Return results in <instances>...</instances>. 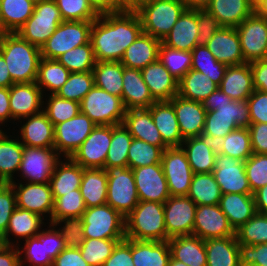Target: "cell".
<instances>
[{
	"label": "cell",
	"mask_w": 267,
	"mask_h": 266,
	"mask_svg": "<svg viewBox=\"0 0 267 266\" xmlns=\"http://www.w3.org/2000/svg\"><path fill=\"white\" fill-rule=\"evenodd\" d=\"M142 32L137 13L121 10L100 14L92 23L90 38L96 62H120Z\"/></svg>",
	"instance_id": "1"
},
{
	"label": "cell",
	"mask_w": 267,
	"mask_h": 266,
	"mask_svg": "<svg viewBox=\"0 0 267 266\" xmlns=\"http://www.w3.org/2000/svg\"><path fill=\"white\" fill-rule=\"evenodd\" d=\"M207 111L203 133L225 137L231 131L251 124L247 100L234 101L219 87L202 101Z\"/></svg>",
	"instance_id": "2"
},
{
	"label": "cell",
	"mask_w": 267,
	"mask_h": 266,
	"mask_svg": "<svg viewBox=\"0 0 267 266\" xmlns=\"http://www.w3.org/2000/svg\"><path fill=\"white\" fill-rule=\"evenodd\" d=\"M0 53L14 84L36 82L41 59L39 47L18 33H0Z\"/></svg>",
	"instance_id": "3"
},
{
	"label": "cell",
	"mask_w": 267,
	"mask_h": 266,
	"mask_svg": "<svg viewBox=\"0 0 267 266\" xmlns=\"http://www.w3.org/2000/svg\"><path fill=\"white\" fill-rule=\"evenodd\" d=\"M126 238L141 241H168L164 204L139 201L125 217Z\"/></svg>",
	"instance_id": "4"
},
{
	"label": "cell",
	"mask_w": 267,
	"mask_h": 266,
	"mask_svg": "<svg viewBox=\"0 0 267 266\" xmlns=\"http://www.w3.org/2000/svg\"><path fill=\"white\" fill-rule=\"evenodd\" d=\"M186 9L181 0H159L144 6L137 14L143 33L162 41Z\"/></svg>",
	"instance_id": "5"
},
{
	"label": "cell",
	"mask_w": 267,
	"mask_h": 266,
	"mask_svg": "<svg viewBox=\"0 0 267 266\" xmlns=\"http://www.w3.org/2000/svg\"><path fill=\"white\" fill-rule=\"evenodd\" d=\"M81 113L96 125L123 124L126 113L122 98L94 85L80 103Z\"/></svg>",
	"instance_id": "6"
},
{
	"label": "cell",
	"mask_w": 267,
	"mask_h": 266,
	"mask_svg": "<svg viewBox=\"0 0 267 266\" xmlns=\"http://www.w3.org/2000/svg\"><path fill=\"white\" fill-rule=\"evenodd\" d=\"M85 239H125V218L108 204L86 208L83 215Z\"/></svg>",
	"instance_id": "7"
},
{
	"label": "cell",
	"mask_w": 267,
	"mask_h": 266,
	"mask_svg": "<svg viewBox=\"0 0 267 266\" xmlns=\"http://www.w3.org/2000/svg\"><path fill=\"white\" fill-rule=\"evenodd\" d=\"M106 204L117 210L124 218L139 202L134 175L128 166L108 167Z\"/></svg>",
	"instance_id": "8"
},
{
	"label": "cell",
	"mask_w": 267,
	"mask_h": 266,
	"mask_svg": "<svg viewBox=\"0 0 267 266\" xmlns=\"http://www.w3.org/2000/svg\"><path fill=\"white\" fill-rule=\"evenodd\" d=\"M61 22L63 19L55 0H41L35 3L32 16L16 33L41 48Z\"/></svg>",
	"instance_id": "9"
},
{
	"label": "cell",
	"mask_w": 267,
	"mask_h": 266,
	"mask_svg": "<svg viewBox=\"0 0 267 266\" xmlns=\"http://www.w3.org/2000/svg\"><path fill=\"white\" fill-rule=\"evenodd\" d=\"M93 21H63L40 48L41 58L57 59L90 42Z\"/></svg>",
	"instance_id": "10"
},
{
	"label": "cell",
	"mask_w": 267,
	"mask_h": 266,
	"mask_svg": "<svg viewBox=\"0 0 267 266\" xmlns=\"http://www.w3.org/2000/svg\"><path fill=\"white\" fill-rule=\"evenodd\" d=\"M161 165L170 196H187L194 173L184 150L181 147L166 148Z\"/></svg>",
	"instance_id": "11"
},
{
	"label": "cell",
	"mask_w": 267,
	"mask_h": 266,
	"mask_svg": "<svg viewBox=\"0 0 267 266\" xmlns=\"http://www.w3.org/2000/svg\"><path fill=\"white\" fill-rule=\"evenodd\" d=\"M246 63L267 58V18L254 11L236 27Z\"/></svg>",
	"instance_id": "12"
},
{
	"label": "cell",
	"mask_w": 267,
	"mask_h": 266,
	"mask_svg": "<svg viewBox=\"0 0 267 266\" xmlns=\"http://www.w3.org/2000/svg\"><path fill=\"white\" fill-rule=\"evenodd\" d=\"M96 124L81 112L64 122L54 126V149L65 157L71 158L84 140L89 136ZM62 152V153H61Z\"/></svg>",
	"instance_id": "13"
},
{
	"label": "cell",
	"mask_w": 267,
	"mask_h": 266,
	"mask_svg": "<svg viewBox=\"0 0 267 266\" xmlns=\"http://www.w3.org/2000/svg\"><path fill=\"white\" fill-rule=\"evenodd\" d=\"M112 139V125H96L72 159L83 168L104 169Z\"/></svg>",
	"instance_id": "14"
},
{
	"label": "cell",
	"mask_w": 267,
	"mask_h": 266,
	"mask_svg": "<svg viewBox=\"0 0 267 266\" xmlns=\"http://www.w3.org/2000/svg\"><path fill=\"white\" fill-rule=\"evenodd\" d=\"M25 241V250L19 253L25 252L26 261L33 266H53L54 259L66 248L59 230L54 228L40 231Z\"/></svg>",
	"instance_id": "15"
},
{
	"label": "cell",
	"mask_w": 267,
	"mask_h": 266,
	"mask_svg": "<svg viewBox=\"0 0 267 266\" xmlns=\"http://www.w3.org/2000/svg\"><path fill=\"white\" fill-rule=\"evenodd\" d=\"M163 204L167 236L192 235L197 205L188 196H170Z\"/></svg>",
	"instance_id": "16"
},
{
	"label": "cell",
	"mask_w": 267,
	"mask_h": 266,
	"mask_svg": "<svg viewBox=\"0 0 267 266\" xmlns=\"http://www.w3.org/2000/svg\"><path fill=\"white\" fill-rule=\"evenodd\" d=\"M58 160L54 148L24 146L19 171L29 183H49Z\"/></svg>",
	"instance_id": "17"
},
{
	"label": "cell",
	"mask_w": 267,
	"mask_h": 266,
	"mask_svg": "<svg viewBox=\"0 0 267 266\" xmlns=\"http://www.w3.org/2000/svg\"><path fill=\"white\" fill-rule=\"evenodd\" d=\"M212 174L222 194H252L242 160L219 154L216 156Z\"/></svg>",
	"instance_id": "18"
},
{
	"label": "cell",
	"mask_w": 267,
	"mask_h": 266,
	"mask_svg": "<svg viewBox=\"0 0 267 266\" xmlns=\"http://www.w3.org/2000/svg\"><path fill=\"white\" fill-rule=\"evenodd\" d=\"M132 172L139 201L164 203L170 197L161 163L136 167Z\"/></svg>",
	"instance_id": "19"
},
{
	"label": "cell",
	"mask_w": 267,
	"mask_h": 266,
	"mask_svg": "<svg viewBox=\"0 0 267 266\" xmlns=\"http://www.w3.org/2000/svg\"><path fill=\"white\" fill-rule=\"evenodd\" d=\"M192 235L202 240L235 236V230L218 205L197 206Z\"/></svg>",
	"instance_id": "20"
},
{
	"label": "cell",
	"mask_w": 267,
	"mask_h": 266,
	"mask_svg": "<svg viewBox=\"0 0 267 266\" xmlns=\"http://www.w3.org/2000/svg\"><path fill=\"white\" fill-rule=\"evenodd\" d=\"M10 184L16 195V207L29 210L40 216L44 213L52 216L54 198L49 183L28 182L24 184L25 186L22 183L17 186L13 181Z\"/></svg>",
	"instance_id": "21"
},
{
	"label": "cell",
	"mask_w": 267,
	"mask_h": 266,
	"mask_svg": "<svg viewBox=\"0 0 267 266\" xmlns=\"http://www.w3.org/2000/svg\"><path fill=\"white\" fill-rule=\"evenodd\" d=\"M169 102L174 107L182 138L198 137L203 132L207 113L202 103L184 99L179 95Z\"/></svg>",
	"instance_id": "22"
},
{
	"label": "cell",
	"mask_w": 267,
	"mask_h": 266,
	"mask_svg": "<svg viewBox=\"0 0 267 266\" xmlns=\"http://www.w3.org/2000/svg\"><path fill=\"white\" fill-rule=\"evenodd\" d=\"M42 91L36 82L15 83L10 86V110L12 119H20L40 113Z\"/></svg>",
	"instance_id": "23"
},
{
	"label": "cell",
	"mask_w": 267,
	"mask_h": 266,
	"mask_svg": "<svg viewBox=\"0 0 267 266\" xmlns=\"http://www.w3.org/2000/svg\"><path fill=\"white\" fill-rule=\"evenodd\" d=\"M205 46L217 61L227 66L246 63L242 53L238 31L234 27H222Z\"/></svg>",
	"instance_id": "24"
},
{
	"label": "cell",
	"mask_w": 267,
	"mask_h": 266,
	"mask_svg": "<svg viewBox=\"0 0 267 266\" xmlns=\"http://www.w3.org/2000/svg\"><path fill=\"white\" fill-rule=\"evenodd\" d=\"M144 82L156 101H170L178 95V79L157 59L141 69Z\"/></svg>",
	"instance_id": "25"
},
{
	"label": "cell",
	"mask_w": 267,
	"mask_h": 266,
	"mask_svg": "<svg viewBox=\"0 0 267 266\" xmlns=\"http://www.w3.org/2000/svg\"><path fill=\"white\" fill-rule=\"evenodd\" d=\"M197 9H186L161 43L171 49L191 52L198 45Z\"/></svg>",
	"instance_id": "26"
},
{
	"label": "cell",
	"mask_w": 267,
	"mask_h": 266,
	"mask_svg": "<svg viewBox=\"0 0 267 266\" xmlns=\"http://www.w3.org/2000/svg\"><path fill=\"white\" fill-rule=\"evenodd\" d=\"M122 80V101L126 111L131 109H147L156 102L143 80L140 69L124 66Z\"/></svg>",
	"instance_id": "27"
},
{
	"label": "cell",
	"mask_w": 267,
	"mask_h": 266,
	"mask_svg": "<svg viewBox=\"0 0 267 266\" xmlns=\"http://www.w3.org/2000/svg\"><path fill=\"white\" fill-rule=\"evenodd\" d=\"M123 124L133 138L158 146L162 150L168 148L163 142L162 136L153 122L151 111L148 108L126 111Z\"/></svg>",
	"instance_id": "28"
},
{
	"label": "cell",
	"mask_w": 267,
	"mask_h": 266,
	"mask_svg": "<svg viewBox=\"0 0 267 266\" xmlns=\"http://www.w3.org/2000/svg\"><path fill=\"white\" fill-rule=\"evenodd\" d=\"M232 100H247L255 91L250 63L227 66L218 86Z\"/></svg>",
	"instance_id": "29"
},
{
	"label": "cell",
	"mask_w": 267,
	"mask_h": 266,
	"mask_svg": "<svg viewBox=\"0 0 267 266\" xmlns=\"http://www.w3.org/2000/svg\"><path fill=\"white\" fill-rule=\"evenodd\" d=\"M148 109L163 142L168 147H180L184 139L180 133L173 105L169 101H156Z\"/></svg>",
	"instance_id": "30"
},
{
	"label": "cell",
	"mask_w": 267,
	"mask_h": 266,
	"mask_svg": "<svg viewBox=\"0 0 267 266\" xmlns=\"http://www.w3.org/2000/svg\"><path fill=\"white\" fill-rule=\"evenodd\" d=\"M206 9L223 27H234L242 23L255 11L254 0H211Z\"/></svg>",
	"instance_id": "31"
},
{
	"label": "cell",
	"mask_w": 267,
	"mask_h": 266,
	"mask_svg": "<svg viewBox=\"0 0 267 266\" xmlns=\"http://www.w3.org/2000/svg\"><path fill=\"white\" fill-rule=\"evenodd\" d=\"M160 45V40L142 32L125 50L120 62L125 67L141 70L158 59Z\"/></svg>",
	"instance_id": "32"
},
{
	"label": "cell",
	"mask_w": 267,
	"mask_h": 266,
	"mask_svg": "<svg viewBox=\"0 0 267 266\" xmlns=\"http://www.w3.org/2000/svg\"><path fill=\"white\" fill-rule=\"evenodd\" d=\"M66 159L64 163L60 159L57 161L49 181L54 199L68 193H75V190L80 188L84 168L72 158Z\"/></svg>",
	"instance_id": "33"
},
{
	"label": "cell",
	"mask_w": 267,
	"mask_h": 266,
	"mask_svg": "<svg viewBox=\"0 0 267 266\" xmlns=\"http://www.w3.org/2000/svg\"><path fill=\"white\" fill-rule=\"evenodd\" d=\"M219 206L234 230H237L257 213L253 194H222Z\"/></svg>",
	"instance_id": "34"
},
{
	"label": "cell",
	"mask_w": 267,
	"mask_h": 266,
	"mask_svg": "<svg viewBox=\"0 0 267 266\" xmlns=\"http://www.w3.org/2000/svg\"><path fill=\"white\" fill-rule=\"evenodd\" d=\"M28 121L21 127V143L29 147L54 148V125L41 111L26 117Z\"/></svg>",
	"instance_id": "35"
},
{
	"label": "cell",
	"mask_w": 267,
	"mask_h": 266,
	"mask_svg": "<svg viewBox=\"0 0 267 266\" xmlns=\"http://www.w3.org/2000/svg\"><path fill=\"white\" fill-rule=\"evenodd\" d=\"M171 257L188 266H207L204 240L195 235L172 237L168 240Z\"/></svg>",
	"instance_id": "36"
},
{
	"label": "cell",
	"mask_w": 267,
	"mask_h": 266,
	"mask_svg": "<svg viewBox=\"0 0 267 266\" xmlns=\"http://www.w3.org/2000/svg\"><path fill=\"white\" fill-rule=\"evenodd\" d=\"M207 266H241L236 236L204 240Z\"/></svg>",
	"instance_id": "37"
},
{
	"label": "cell",
	"mask_w": 267,
	"mask_h": 266,
	"mask_svg": "<svg viewBox=\"0 0 267 266\" xmlns=\"http://www.w3.org/2000/svg\"><path fill=\"white\" fill-rule=\"evenodd\" d=\"M32 0H0V33H16L32 16Z\"/></svg>",
	"instance_id": "38"
},
{
	"label": "cell",
	"mask_w": 267,
	"mask_h": 266,
	"mask_svg": "<svg viewBox=\"0 0 267 266\" xmlns=\"http://www.w3.org/2000/svg\"><path fill=\"white\" fill-rule=\"evenodd\" d=\"M80 192L86 208L101 206L107 201V172L105 169L84 168Z\"/></svg>",
	"instance_id": "39"
},
{
	"label": "cell",
	"mask_w": 267,
	"mask_h": 266,
	"mask_svg": "<svg viewBox=\"0 0 267 266\" xmlns=\"http://www.w3.org/2000/svg\"><path fill=\"white\" fill-rule=\"evenodd\" d=\"M170 257L168 241L132 240L134 266H168Z\"/></svg>",
	"instance_id": "40"
},
{
	"label": "cell",
	"mask_w": 267,
	"mask_h": 266,
	"mask_svg": "<svg viewBox=\"0 0 267 266\" xmlns=\"http://www.w3.org/2000/svg\"><path fill=\"white\" fill-rule=\"evenodd\" d=\"M218 88L208 76L190 69L178 81V95L187 100L201 102Z\"/></svg>",
	"instance_id": "41"
},
{
	"label": "cell",
	"mask_w": 267,
	"mask_h": 266,
	"mask_svg": "<svg viewBox=\"0 0 267 266\" xmlns=\"http://www.w3.org/2000/svg\"><path fill=\"white\" fill-rule=\"evenodd\" d=\"M42 216L29 210L16 207L13 211L6 232L2 235L4 245H12L8 239L9 233L29 239L35 237L40 231Z\"/></svg>",
	"instance_id": "42"
},
{
	"label": "cell",
	"mask_w": 267,
	"mask_h": 266,
	"mask_svg": "<svg viewBox=\"0 0 267 266\" xmlns=\"http://www.w3.org/2000/svg\"><path fill=\"white\" fill-rule=\"evenodd\" d=\"M124 65L115 61H98L93 68L95 86L122 98Z\"/></svg>",
	"instance_id": "43"
},
{
	"label": "cell",
	"mask_w": 267,
	"mask_h": 266,
	"mask_svg": "<svg viewBox=\"0 0 267 266\" xmlns=\"http://www.w3.org/2000/svg\"><path fill=\"white\" fill-rule=\"evenodd\" d=\"M187 196L197 206L218 205L222 192L212 173H197L193 175Z\"/></svg>",
	"instance_id": "44"
},
{
	"label": "cell",
	"mask_w": 267,
	"mask_h": 266,
	"mask_svg": "<svg viewBox=\"0 0 267 266\" xmlns=\"http://www.w3.org/2000/svg\"><path fill=\"white\" fill-rule=\"evenodd\" d=\"M180 147L184 150L194 174L212 173L217 155L199 137L184 139Z\"/></svg>",
	"instance_id": "45"
},
{
	"label": "cell",
	"mask_w": 267,
	"mask_h": 266,
	"mask_svg": "<svg viewBox=\"0 0 267 266\" xmlns=\"http://www.w3.org/2000/svg\"><path fill=\"white\" fill-rule=\"evenodd\" d=\"M15 140L6 134L0 139V183L13 182L14 172L19 171L24 145Z\"/></svg>",
	"instance_id": "46"
},
{
	"label": "cell",
	"mask_w": 267,
	"mask_h": 266,
	"mask_svg": "<svg viewBox=\"0 0 267 266\" xmlns=\"http://www.w3.org/2000/svg\"><path fill=\"white\" fill-rule=\"evenodd\" d=\"M70 73L57 59L41 58L36 84L41 90L42 87H45L52 92L51 94H57L67 81Z\"/></svg>",
	"instance_id": "47"
},
{
	"label": "cell",
	"mask_w": 267,
	"mask_h": 266,
	"mask_svg": "<svg viewBox=\"0 0 267 266\" xmlns=\"http://www.w3.org/2000/svg\"><path fill=\"white\" fill-rule=\"evenodd\" d=\"M191 69L205 74L219 86L227 65L217 61L205 45H197L191 51Z\"/></svg>",
	"instance_id": "48"
},
{
	"label": "cell",
	"mask_w": 267,
	"mask_h": 266,
	"mask_svg": "<svg viewBox=\"0 0 267 266\" xmlns=\"http://www.w3.org/2000/svg\"><path fill=\"white\" fill-rule=\"evenodd\" d=\"M133 140L129 130L124 126L112 125V139L107 152L104 169L114 166H128V150Z\"/></svg>",
	"instance_id": "49"
},
{
	"label": "cell",
	"mask_w": 267,
	"mask_h": 266,
	"mask_svg": "<svg viewBox=\"0 0 267 266\" xmlns=\"http://www.w3.org/2000/svg\"><path fill=\"white\" fill-rule=\"evenodd\" d=\"M57 60L71 73L93 71L96 64L91 41L60 55Z\"/></svg>",
	"instance_id": "50"
},
{
	"label": "cell",
	"mask_w": 267,
	"mask_h": 266,
	"mask_svg": "<svg viewBox=\"0 0 267 266\" xmlns=\"http://www.w3.org/2000/svg\"><path fill=\"white\" fill-rule=\"evenodd\" d=\"M93 71L73 72L57 92V95L66 100L81 103L85 95L94 87Z\"/></svg>",
	"instance_id": "51"
},
{
	"label": "cell",
	"mask_w": 267,
	"mask_h": 266,
	"mask_svg": "<svg viewBox=\"0 0 267 266\" xmlns=\"http://www.w3.org/2000/svg\"><path fill=\"white\" fill-rule=\"evenodd\" d=\"M245 162L253 153L248 128H238L224 137L221 153Z\"/></svg>",
	"instance_id": "52"
},
{
	"label": "cell",
	"mask_w": 267,
	"mask_h": 266,
	"mask_svg": "<svg viewBox=\"0 0 267 266\" xmlns=\"http://www.w3.org/2000/svg\"><path fill=\"white\" fill-rule=\"evenodd\" d=\"M124 239H85L79 248L82 258L90 266H102L111 256L116 244Z\"/></svg>",
	"instance_id": "53"
},
{
	"label": "cell",
	"mask_w": 267,
	"mask_h": 266,
	"mask_svg": "<svg viewBox=\"0 0 267 266\" xmlns=\"http://www.w3.org/2000/svg\"><path fill=\"white\" fill-rule=\"evenodd\" d=\"M162 153L160 147L133 138L128 150V168L159 164Z\"/></svg>",
	"instance_id": "54"
},
{
	"label": "cell",
	"mask_w": 267,
	"mask_h": 266,
	"mask_svg": "<svg viewBox=\"0 0 267 266\" xmlns=\"http://www.w3.org/2000/svg\"><path fill=\"white\" fill-rule=\"evenodd\" d=\"M238 243L257 245L267 243V215L256 213L235 230Z\"/></svg>",
	"instance_id": "55"
},
{
	"label": "cell",
	"mask_w": 267,
	"mask_h": 266,
	"mask_svg": "<svg viewBox=\"0 0 267 266\" xmlns=\"http://www.w3.org/2000/svg\"><path fill=\"white\" fill-rule=\"evenodd\" d=\"M86 206L80 189H76L75 193H68L54 199V206L50 223L66 217H82Z\"/></svg>",
	"instance_id": "56"
},
{
	"label": "cell",
	"mask_w": 267,
	"mask_h": 266,
	"mask_svg": "<svg viewBox=\"0 0 267 266\" xmlns=\"http://www.w3.org/2000/svg\"><path fill=\"white\" fill-rule=\"evenodd\" d=\"M158 59L178 80L191 69V52L171 49L162 43L159 47Z\"/></svg>",
	"instance_id": "57"
},
{
	"label": "cell",
	"mask_w": 267,
	"mask_h": 266,
	"mask_svg": "<svg viewBox=\"0 0 267 266\" xmlns=\"http://www.w3.org/2000/svg\"><path fill=\"white\" fill-rule=\"evenodd\" d=\"M63 21H94L100 15L88 0H55Z\"/></svg>",
	"instance_id": "58"
},
{
	"label": "cell",
	"mask_w": 267,
	"mask_h": 266,
	"mask_svg": "<svg viewBox=\"0 0 267 266\" xmlns=\"http://www.w3.org/2000/svg\"><path fill=\"white\" fill-rule=\"evenodd\" d=\"M48 100L47 107L43 112L54 126L77 116L81 112L80 103L66 100L57 94H51Z\"/></svg>",
	"instance_id": "59"
},
{
	"label": "cell",
	"mask_w": 267,
	"mask_h": 266,
	"mask_svg": "<svg viewBox=\"0 0 267 266\" xmlns=\"http://www.w3.org/2000/svg\"><path fill=\"white\" fill-rule=\"evenodd\" d=\"M244 163L247 179L254 194L267 185V154H252Z\"/></svg>",
	"instance_id": "60"
},
{
	"label": "cell",
	"mask_w": 267,
	"mask_h": 266,
	"mask_svg": "<svg viewBox=\"0 0 267 266\" xmlns=\"http://www.w3.org/2000/svg\"><path fill=\"white\" fill-rule=\"evenodd\" d=\"M64 222L62 229H59L61 236L64 239L66 247L80 248L85 240L83 232V218L82 217H66L56 220L50 226H57Z\"/></svg>",
	"instance_id": "61"
},
{
	"label": "cell",
	"mask_w": 267,
	"mask_h": 266,
	"mask_svg": "<svg viewBox=\"0 0 267 266\" xmlns=\"http://www.w3.org/2000/svg\"><path fill=\"white\" fill-rule=\"evenodd\" d=\"M16 208V195L10 183H0V235L8 227L10 217Z\"/></svg>",
	"instance_id": "62"
},
{
	"label": "cell",
	"mask_w": 267,
	"mask_h": 266,
	"mask_svg": "<svg viewBox=\"0 0 267 266\" xmlns=\"http://www.w3.org/2000/svg\"><path fill=\"white\" fill-rule=\"evenodd\" d=\"M198 45H205L223 26L206 8L197 9Z\"/></svg>",
	"instance_id": "63"
},
{
	"label": "cell",
	"mask_w": 267,
	"mask_h": 266,
	"mask_svg": "<svg viewBox=\"0 0 267 266\" xmlns=\"http://www.w3.org/2000/svg\"><path fill=\"white\" fill-rule=\"evenodd\" d=\"M241 266H267V243L248 245L238 243Z\"/></svg>",
	"instance_id": "64"
},
{
	"label": "cell",
	"mask_w": 267,
	"mask_h": 266,
	"mask_svg": "<svg viewBox=\"0 0 267 266\" xmlns=\"http://www.w3.org/2000/svg\"><path fill=\"white\" fill-rule=\"evenodd\" d=\"M247 103L251 124L267 123V93L255 89Z\"/></svg>",
	"instance_id": "65"
},
{
	"label": "cell",
	"mask_w": 267,
	"mask_h": 266,
	"mask_svg": "<svg viewBox=\"0 0 267 266\" xmlns=\"http://www.w3.org/2000/svg\"><path fill=\"white\" fill-rule=\"evenodd\" d=\"M102 266H134L132 259V240L125 238L118 242L111 256Z\"/></svg>",
	"instance_id": "66"
},
{
	"label": "cell",
	"mask_w": 267,
	"mask_h": 266,
	"mask_svg": "<svg viewBox=\"0 0 267 266\" xmlns=\"http://www.w3.org/2000/svg\"><path fill=\"white\" fill-rule=\"evenodd\" d=\"M251 137L253 154H267V123L250 124L248 127Z\"/></svg>",
	"instance_id": "67"
},
{
	"label": "cell",
	"mask_w": 267,
	"mask_h": 266,
	"mask_svg": "<svg viewBox=\"0 0 267 266\" xmlns=\"http://www.w3.org/2000/svg\"><path fill=\"white\" fill-rule=\"evenodd\" d=\"M53 266H90L79 248L66 247L53 261Z\"/></svg>",
	"instance_id": "68"
},
{
	"label": "cell",
	"mask_w": 267,
	"mask_h": 266,
	"mask_svg": "<svg viewBox=\"0 0 267 266\" xmlns=\"http://www.w3.org/2000/svg\"><path fill=\"white\" fill-rule=\"evenodd\" d=\"M250 68L254 88L267 93V58L251 62Z\"/></svg>",
	"instance_id": "69"
},
{
	"label": "cell",
	"mask_w": 267,
	"mask_h": 266,
	"mask_svg": "<svg viewBox=\"0 0 267 266\" xmlns=\"http://www.w3.org/2000/svg\"><path fill=\"white\" fill-rule=\"evenodd\" d=\"M14 245H3L0 248V266H23L22 257H20L19 247Z\"/></svg>",
	"instance_id": "70"
},
{
	"label": "cell",
	"mask_w": 267,
	"mask_h": 266,
	"mask_svg": "<svg viewBox=\"0 0 267 266\" xmlns=\"http://www.w3.org/2000/svg\"><path fill=\"white\" fill-rule=\"evenodd\" d=\"M88 2L99 14L124 10L125 5L121 0H88Z\"/></svg>",
	"instance_id": "71"
},
{
	"label": "cell",
	"mask_w": 267,
	"mask_h": 266,
	"mask_svg": "<svg viewBox=\"0 0 267 266\" xmlns=\"http://www.w3.org/2000/svg\"><path fill=\"white\" fill-rule=\"evenodd\" d=\"M10 87L2 88L0 87V124L7 121L9 118L12 119L10 110Z\"/></svg>",
	"instance_id": "72"
},
{
	"label": "cell",
	"mask_w": 267,
	"mask_h": 266,
	"mask_svg": "<svg viewBox=\"0 0 267 266\" xmlns=\"http://www.w3.org/2000/svg\"><path fill=\"white\" fill-rule=\"evenodd\" d=\"M198 137L207 147L211 148L214 154L219 155L221 153L222 146L224 144V137H213L203 132Z\"/></svg>",
	"instance_id": "73"
},
{
	"label": "cell",
	"mask_w": 267,
	"mask_h": 266,
	"mask_svg": "<svg viewBox=\"0 0 267 266\" xmlns=\"http://www.w3.org/2000/svg\"><path fill=\"white\" fill-rule=\"evenodd\" d=\"M253 195L257 212L267 215V185L258 189Z\"/></svg>",
	"instance_id": "74"
},
{
	"label": "cell",
	"mask_w": 267,
	"mask_h": 266,
	"mask_svg": "<svg viewBox=\"0 0 267 266\" xmlns=\"http://www.w3.org/2000/svg\"><path fill=\"white\" fill-rule=\"evenodd\" d=\"M13 84V80L8 72L7 64L4 61L3 55L0 53V87L9 88Z\"/></svg>",
	"instance_id": "75"
},
{
	"label": "cell",
	"mask_w": 267,
	"mask_h": 266,
	"mask_svg": "<svg viewBox=\"0 0 267 266\" xmlns=\"http://www.w3.org/2000/svg\"><path fill=\"white\" fill-rule=\"evenodd\" d=\"M159 0H128L124 5V10L137 13L144 6L155 3Z\"/></svg>",
	"instance_id": "76"
},
{
	"label": "cell",
	"mask_w": 267,
	"mask_h": 266,
	"mask_svg": "<svg viewBox=\"0 0 267 266\" xmlns=\"http://www.w3.org/2000/svg\"><path fill=\"white\" fill-rule=\"evenodd\" d=\"M187 9H205L211 0H181Z\"/></svg>",
	"instance_id": "77"
},
{
	"label": "cell",
	"mask_w": 267,
	"mask_h": 266,
	"mask_svg": "<svg viewBox=\"0 0 267 266\" xmlns=\"http://www.w3.org/2000/svg\"><path fill=\"white\" fill-rule=\"evenodd\" d=\"M255 11L263 17L267 18V0H256Z\"/></svg>",
	"instance_id": "78"
},
{
	"label": "cell",
	"mask_w": 267,
	"mask_h": 266,
	"mask_svg": "<svg viewBox=\"0 0 267 266\" xmlns=\"http://www.w3.org/2000/svg\"><path fill=\"white\" fill-rule=\"evenodd\" d=\"M168 266H188V265H186L183 262L175 260L172 257H170L169 262H168Z\"/></svg>",
	"instance_id": "79"
},
{
	"label": "cell",
	"mask_w": 267,
	"mask_h": 266,
	"mask_svg": "<svg viewBox=\"0 0 267 266\" xmlns=\"http://www.w3.org/2000/svg\"><path fill=\"white\" fill-rule=\"evenodd\" d=\"M4 245L2 236L0 235V248Z\"/></svg>",
	"instance_id": "80"
}]
</instances>
